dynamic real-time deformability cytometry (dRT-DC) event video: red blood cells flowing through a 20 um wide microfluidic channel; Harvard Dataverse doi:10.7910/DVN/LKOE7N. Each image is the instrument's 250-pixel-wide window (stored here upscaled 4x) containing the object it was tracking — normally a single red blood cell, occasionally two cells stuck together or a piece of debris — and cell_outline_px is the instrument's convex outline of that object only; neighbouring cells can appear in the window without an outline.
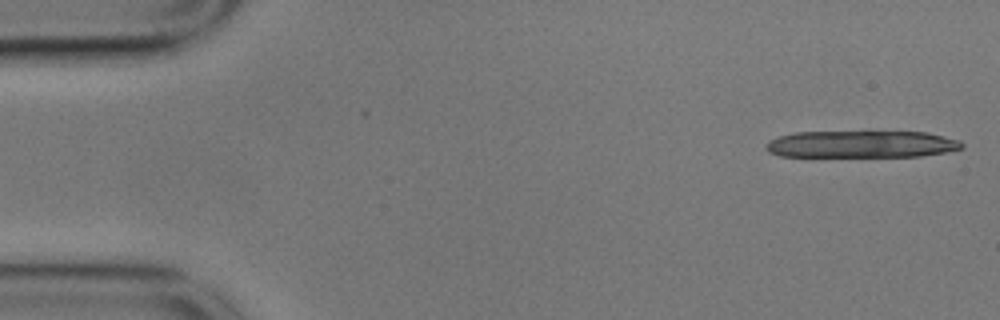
{"species": "common noctule bat (a hibernating species)", "species_latin": "Nyctalus noctula", "temperature_condition": "cold", "stored_images_in_passage": 17, "camera_frame_rate_fps": 3000, "um_per_image_px": 0.085, "animal": {"sex": "male", "body_mass_g": 17.9}, "frame": {"image": 1, "passage_image": 1, "time_ms": 0.0, "image_size_px": [1000, 320], "cell_outline_px": [[964, 148], [944, 152], [920, 156], [780, 156], [768, 152], [764, 148], [768, 140], [780, 136], [796, 132], [928, 132], [960, 140], [964, 144]], "centroid_in_image_um": [73.22, 12.25], "position_along_channel_um": 11.8, "area_um2": 30.81}}